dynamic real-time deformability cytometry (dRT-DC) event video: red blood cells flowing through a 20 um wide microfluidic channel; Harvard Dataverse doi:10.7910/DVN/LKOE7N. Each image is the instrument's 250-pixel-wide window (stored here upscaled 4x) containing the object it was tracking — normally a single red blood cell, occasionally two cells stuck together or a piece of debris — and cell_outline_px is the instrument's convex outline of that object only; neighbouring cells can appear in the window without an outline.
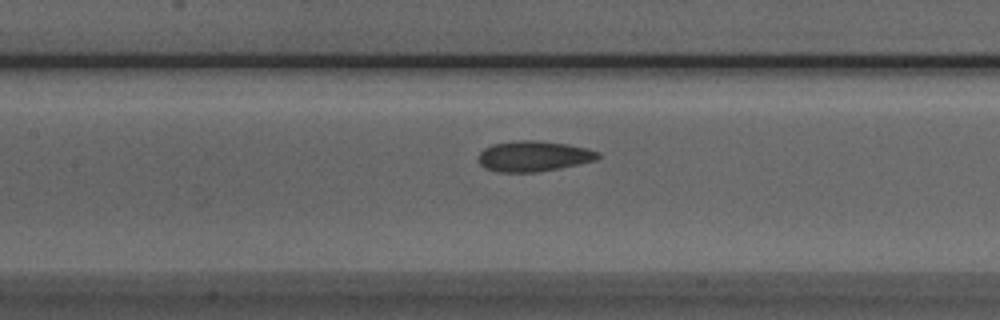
{"species": "Egyptian fruit bat (a non-hibernating species)", "species_latin": "Rousettus aegyptiacus", "temperature_condition": "room temperature", "stored_images_in_passage": 51, "camera_frame_rate_fps": 3000, "um_per_image_px": 0.085, "animal": {"sex": "male"}, "frame": {"image": 1, "passage_image": 23, "time_ms": 7.333, "image_size_px": [1000, 320], "cell_outline_px": [[600, 156], [596, 160], [560, 168], [536, 172], [500, 172], [484, 168], [476, 160], [476, 156], [484, 148], [492, 144], [516, 140], [536, 140], [568, 144], [588, 148], [600, 152]], "centroid_in_image_um": [45.33, 13.27], "position_along_channel_um": 162.1, "area_um2": 21.56}}
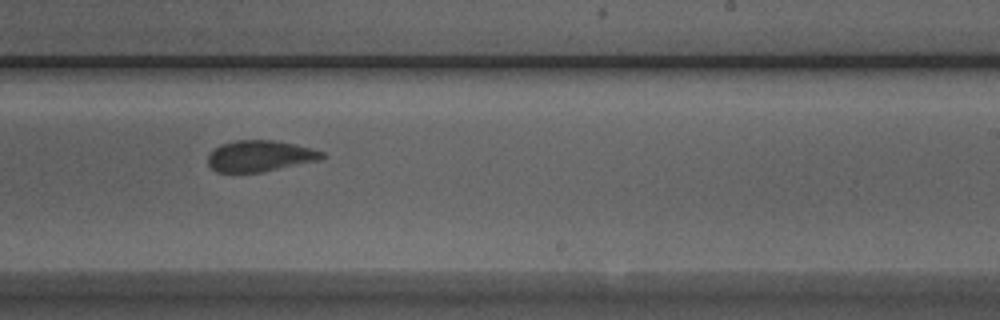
{"frame": {"image": 2, "passage_image": 31, "time_ms": 10.0, "image_size_px": [1000, 320], "cell_outline_px": [[328, 156], [320, 160], [264, 172], [216, 172], [208, 164], [208, 156], [220, 144], [236, 140], [272, 140], [292, 144], [324, 152]], "centroid_in_image_um": [22.11, 13.27], "position_along_channel_um": 266.9, "area_um2": 20.63}}
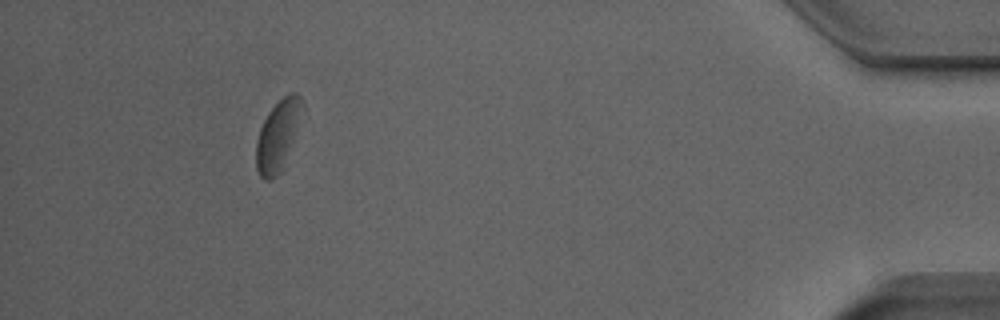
{"frame": {"image": 3, "passage_image": 47, "time_ms": 15.333, "image_size_px": [1000, 320], "cell_outline_px": [[304, 104], [280, 172], [272, 180], [264, 180], [260, 176], [256, 168], [256, 140], [260, 128], [268, 112], [284, 96], [292, 92], [296, 92], [300, 96]], "centroid_in_image_um": [23.57, 11.51], "position_along_channel_um": 411.6, "area_um2": 18.09}, "authors_computed_cell_mechanics": {"area_um2": 21.6172, "velocity_mm_per_s": 3.951, "shape_relaxation_time_tau1_ms": 3.3113, "shape_relaxation_time_tau2_ms": 2.2466, "deformation_change_tau1": 0.0874, "deformation_change_tau2": 0.0723}}